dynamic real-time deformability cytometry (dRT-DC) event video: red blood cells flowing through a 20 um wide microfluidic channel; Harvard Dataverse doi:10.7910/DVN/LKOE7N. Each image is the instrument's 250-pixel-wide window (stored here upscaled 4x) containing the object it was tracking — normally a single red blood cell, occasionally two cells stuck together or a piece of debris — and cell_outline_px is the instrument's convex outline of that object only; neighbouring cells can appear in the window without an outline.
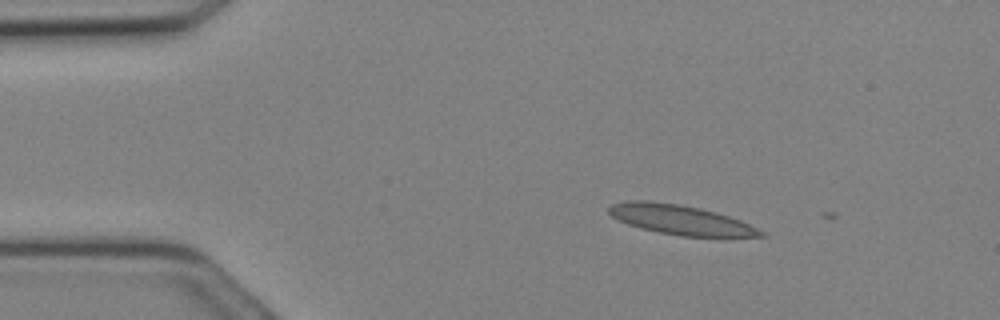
{"species": "Egyptian fruit bat (a non-hibernating species)", "species_latin": "Rousettus aegyptiacus", "temperature_condition": "cold", "stored_images_in_passage": 2, "camera_frame_rate_fps": 3000, "um_per_image_px": 0.085, "animal": {"sex": "female"}, "frame": {"image": 1, "passage_image": 1, "time_ms": 0.0, "image_size_px": [1000, 320], "cell_outline_px": [[768, 236], [720, 240], [680, 236], [640, 228], [628, 224], [612, 216], [608, 212], [608, 208], [612, 204], [624, 200], [648, 200], [680, 204], [700, 208], [716, 212], [740, 220], [764, 232]], "centroid_in_image_um": [57.96, 18.73], "position_along_channel_um": 27.0, "area_um2": 27.28}}